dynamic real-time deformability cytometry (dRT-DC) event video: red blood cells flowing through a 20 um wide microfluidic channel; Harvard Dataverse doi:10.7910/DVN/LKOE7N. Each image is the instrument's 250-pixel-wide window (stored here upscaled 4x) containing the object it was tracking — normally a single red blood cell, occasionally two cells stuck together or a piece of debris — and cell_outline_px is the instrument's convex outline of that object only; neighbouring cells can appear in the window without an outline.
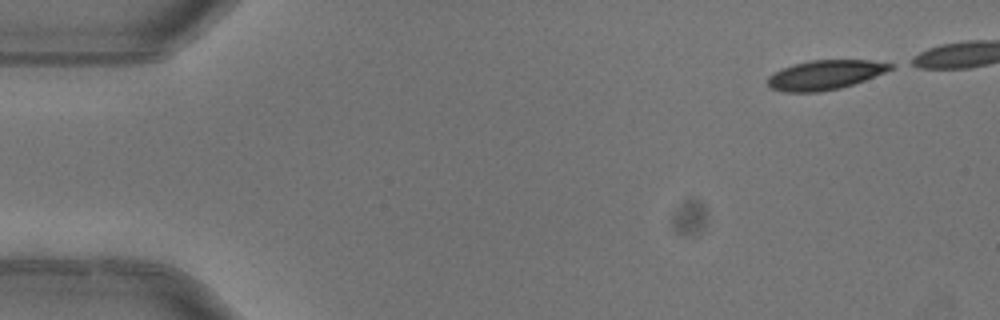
{"species": "common noctule bat (a hibernating species)", "species_latin": "Nyctalus noctula", "temperature_condition": "warm", "stored_images_in_passage": 5, "camera_frame_rate_fps": 3000, "um_per_image_px": 0.085, "animal": {"sex": "female"}, "frame": {"image": 1, "passage_image": 1, "time_ms": 0.0, "image_size_px": [1000, 320], "cell_outline_px": [[892, 68], [884, 72], [864, 80], [840, 88], [820, 92], [784, 92], [772, 88], [768, 84], [768, 76], [784, 68], [808, 60], [868, 60], [892, 64]], "centroid_in_image_um": [70.1, 6.37], "position_along_channel_um": 14.9, "area_um2": 20.63}}